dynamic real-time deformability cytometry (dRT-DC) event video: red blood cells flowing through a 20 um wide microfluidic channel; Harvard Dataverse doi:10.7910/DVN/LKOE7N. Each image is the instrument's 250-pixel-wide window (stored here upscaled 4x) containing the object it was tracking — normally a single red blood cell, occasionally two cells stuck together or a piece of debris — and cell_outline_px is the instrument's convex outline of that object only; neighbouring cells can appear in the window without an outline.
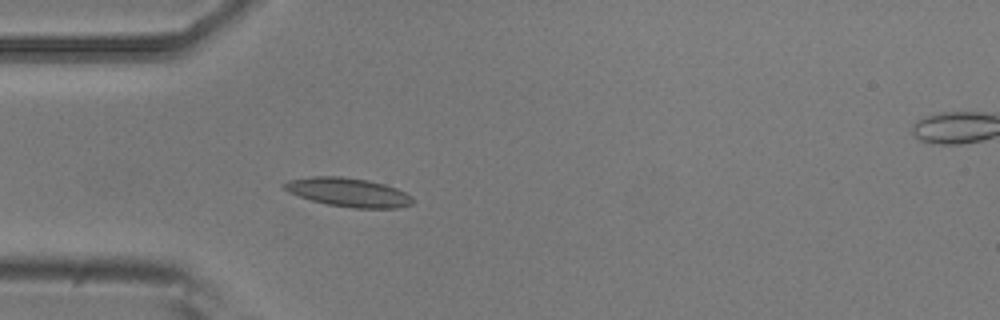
{"species": "common noctule bat (a hibernating species)", "species_latin": "Nyctalus noctula", "temperature_condition": "room temperature", "stored_images_in_passage": 5, "camera_frame_rate_fps": 3000, "um_per_image_px": 0.085, "animal": {"sex": "male", "body_mass_g": 20.5, "forearm_length_mm": 52.5}, "frame": {"image": 1, "passage_image": 4, "time_ms": 1.0, "image_size_px": [1000, 320], "cell_outline_px": [[412, 204], [396, 208], [352, 208], [328, 204], [312, 200], [288, 192], [280, 184], [288, 180], [312, 176], [340, 176], [368, 180], [384, 184], [396, 188], [412, 196]], "centroid_in_image_um": [29.58, 16.34], "position_along_channel_um": 55.4, "area_um2": 21.5}}